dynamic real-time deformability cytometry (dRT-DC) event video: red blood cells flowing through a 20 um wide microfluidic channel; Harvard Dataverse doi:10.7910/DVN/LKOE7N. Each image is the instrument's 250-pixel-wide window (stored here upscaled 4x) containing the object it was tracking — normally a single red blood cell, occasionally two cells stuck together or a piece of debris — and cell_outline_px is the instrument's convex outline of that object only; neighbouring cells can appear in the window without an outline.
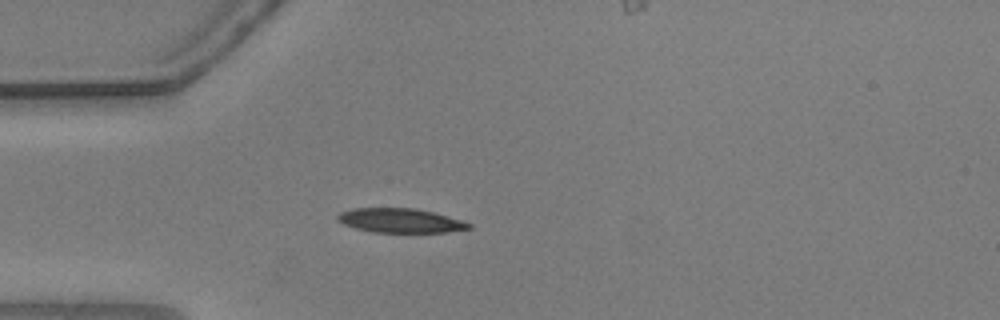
{"species": "common noctule bat (a hibernating species)", "species_latin": "Nyctalus noctula", "temperature_condition": "warm", "stored_images_in_passage": 43, "camera_frame_rate_fps": 3000, "um_per_image_px": 0.085, "animal": {"sex": "male", "body_mass_g": 20.5, "forearm_length_mm": 52.5}, "frame": {"image": 1, "passage_image": 2, "time_ms": 0.333, "image_size_px": [1000, 320], "cell_outline_px": [[472, 228], [448, 232], [372, 232], [356, 228], [344, 224], [336, 220], [336, 216], [340, 212], [352, 208], [412, 208], [432, 212], [460, 220], [472, 224]], "centroid_in_image_um": [33.99, 18.75], "position_along_channel_um": 51.0, "area_um2": 18.44}}
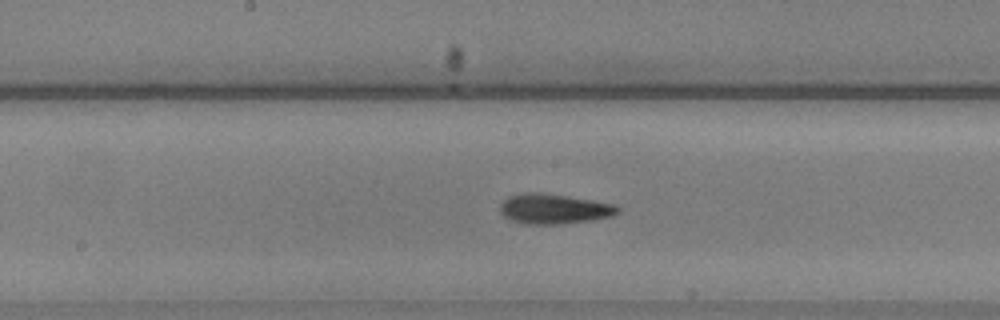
{"frame": {"image": 2, "passage_image": 15, "time_ms": 4.667, "image_size_px": [1000, 320], "cell_outline_px": [[620, 212], [612, 216], [592, 220], [560, 224], [524, 224], [512, 220], [504, 216], [500, 212], [500, 204], [508, 196], [528, 192], [532, 192], [568, 196], [616, 204], [620, 208]], "centroid_in_image_um": [47.11, 17.76], "position_along_channel_um": 201.1, "area_um2": 20.58}}
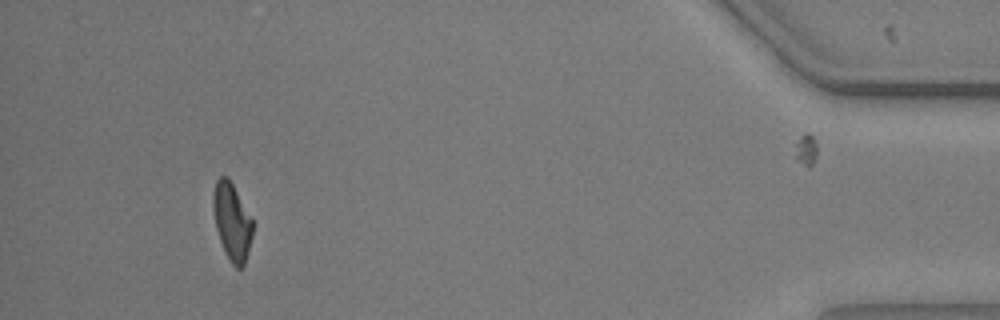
{"frame": {"image": 3, "passage_image": 38, "time_ms": 12.333, "image_size_px": [1000, 320], "cell_outline_px": [[252, 236], [244, 264], [240, 268], [236, 268], [228, 260], [220, 240], [216, 228], [212, 208], [212, 196], [216, 180], [220, 176], [228, 176], [252, 220]], "centroid_in_image_um": [19.68, 18.83], "position_along_channel_um": 415.5, "area_um2": 17.57}, "authors_computed_cell_mechanics": {"area_um2": 19.1318, "velocity_mm_per_s": 3.6697, "shape_relaxation_time_tau1_ms": 3.5763, "shape_relaxation_time_tau2_ms": 3.6321, "deformation_change_tau1": 0.1563, "deformation_change_tau2": 0.1039}}